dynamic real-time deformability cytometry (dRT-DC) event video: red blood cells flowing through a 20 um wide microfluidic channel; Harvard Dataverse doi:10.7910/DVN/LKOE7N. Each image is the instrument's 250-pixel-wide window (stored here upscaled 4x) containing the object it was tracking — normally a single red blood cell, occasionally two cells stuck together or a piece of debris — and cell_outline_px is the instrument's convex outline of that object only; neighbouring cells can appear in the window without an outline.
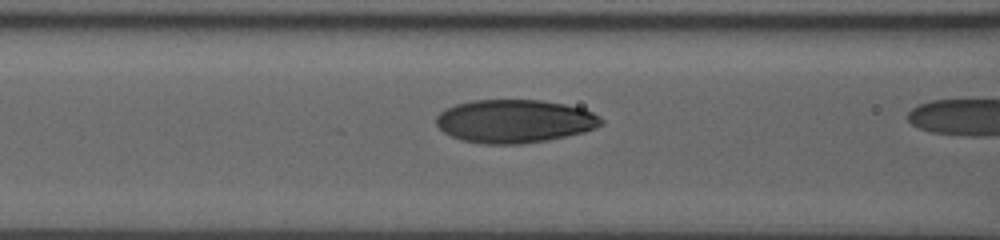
{"species": "human", "species_latin": "Homo sapiens", "temperature_condition": "room temperature", "stored_images_in_passage": 11, "camera_frame_rate_fps": 3000, "um_per_image_px": 0.085, "donor": {"sex": "male"}, "frame": {"image": 1, "passage_image": 10, "time_ms": 3.0, "image_size_px": [1000, 240], "cell_outline_px": [[604, 124], [584, 132], [548, 140], [520, 144], [484, 144], [464, 140], [452, 136], [444, 132], [436, 124], [436, 116], [440, 112], [456, 104], [472, 100], [540, 100], [564, 104], [584, 108], [600, 116], [604, 120]], "centroid_in_image_um": [43.77, 10.3], "position_along_channel_um": 122.8, "area_um2": 41.62}}